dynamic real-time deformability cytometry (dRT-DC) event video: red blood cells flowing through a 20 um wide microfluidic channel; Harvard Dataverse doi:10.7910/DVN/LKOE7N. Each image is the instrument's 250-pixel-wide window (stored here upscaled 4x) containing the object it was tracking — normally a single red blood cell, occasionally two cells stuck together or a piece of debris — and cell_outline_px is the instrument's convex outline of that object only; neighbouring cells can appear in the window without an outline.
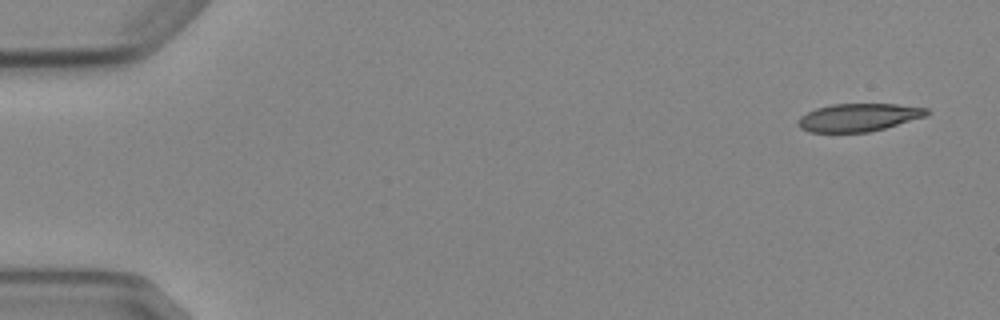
{"species": "Egyptian fruit bat (a non-hibernating species)", "species_latin": "Rousettus aegyptiacus", "temperature_condition": "cold", "stored_images_in_passage": 5, "segment_of_instrument_passage": [1, 2], "camera_frame_rate_fps": 3000, "um_per_image_px": 0.085, "animal": {"sex": "female"}, "frame": {"image": 1, "passage_image": 1, "time_ms": 0.0, "image_size_px": [1000, 320], "cell_outline_px": [[932, 112], [928, 116], [884, 128], [868, 132], [808, 132], [800, 128], [800, 116], [816, 108], [832, 104], [896, 104], [928, 108]], "centroid_in_image_um": [73.04, 9.97], "position_along_channel_um": 12.0, "area_um2": 20.87}}
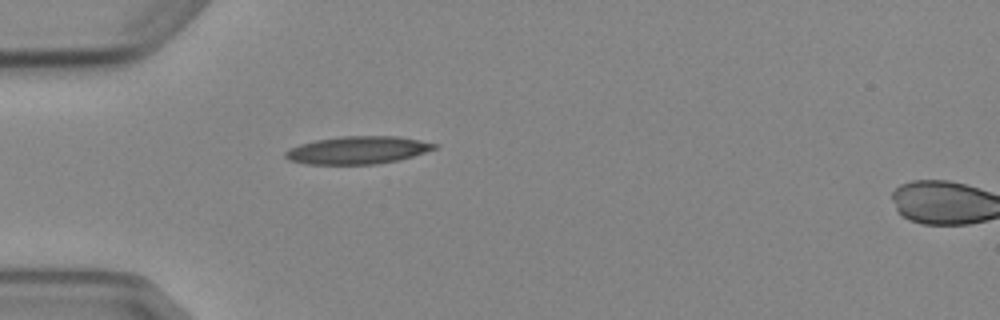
{"frame": {"image": 2, "passage_image": 4, "time_ms": 4.333, "image_size_px": [1000, 320], "cell_outline_px": [[440, 144], [436, 148], [412, 156], [396, 160], [376, 164], [308, 164], [288, 160], [284, 156], [284, 152], [288, 148], [300, 144], [316, 140], [340, 136], [396, 136], [420, 140]], "centroid_in_image_um": [30.37, 12.75], "position_along_channel_um": 54.6, "area_um2": 23.99}}